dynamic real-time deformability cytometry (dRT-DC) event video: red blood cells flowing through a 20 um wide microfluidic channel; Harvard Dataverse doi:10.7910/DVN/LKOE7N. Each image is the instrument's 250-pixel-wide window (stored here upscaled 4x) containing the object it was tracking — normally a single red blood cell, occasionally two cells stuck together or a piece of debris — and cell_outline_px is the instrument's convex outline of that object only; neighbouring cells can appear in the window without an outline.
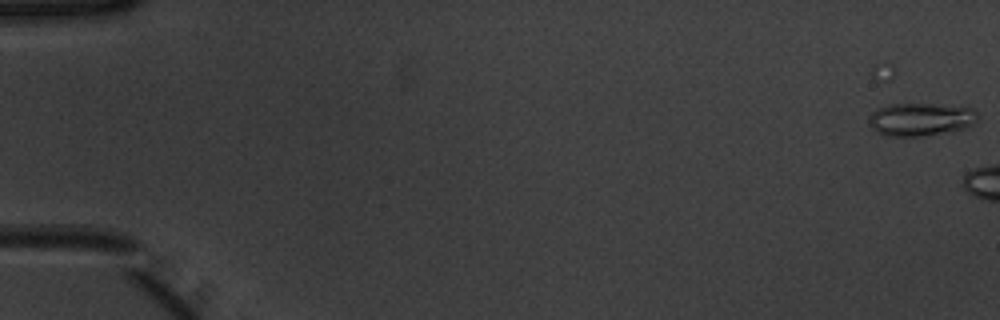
{"species": "common noctule bat (a hibernating species)", "species_latin": "Nyctalus noctula", "temperature_condition": "warm", "stored_images_in_passage": 4, "camera_frame_rate_fps": 3000, "um_per_image_px": 0.085, "animal": {"sex": "male", "body_mass_g": 20.1, "forearm_length_mm": 53.5}, "frame": {"image": 1, "passage_image": 4, "time_ms": 1.0, "image_size_px": [1000, 320], "cell_outline_px": [[980, 116], [972, 124], [964, 128], [924, 136], [888, 136], [876, 132], [868, 124], [868, 116], [876, 108], [888, 104], [932, 104], [972, 108]], "centroid_in_image_um": [78.19, 10.14], "position_along_channel_um": 6.8, "area_um2": 20.92}}